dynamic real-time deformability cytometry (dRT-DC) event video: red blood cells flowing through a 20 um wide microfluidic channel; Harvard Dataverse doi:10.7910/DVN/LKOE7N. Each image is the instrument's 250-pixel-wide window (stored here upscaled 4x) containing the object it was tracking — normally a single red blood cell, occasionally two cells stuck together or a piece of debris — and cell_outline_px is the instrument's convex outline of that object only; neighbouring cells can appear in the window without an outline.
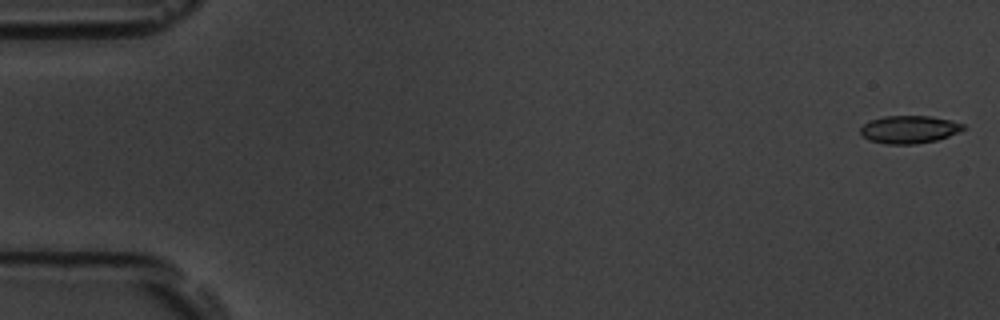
{"species": "common noctule bat (a hibernating species)", "species_latin": "Nyctalus noctula", "temperature_condition": "room temperature", "stored_images_in_passage": 57, "camera_frame_rate_fps": 3000, "um_per_image_px": 0.085, "animal": {"sex": "male", "body_mass_g": 19.5, "forearm_length_mm": 54.6}, "frame": {"image": 1, "passage_image": 1, "time_ms": 0.0, "image_size_px": [1000, 320], "cell_outline_px": [[968, 128], [960, 132], [936, 140], [916, 144], [884, 144], [868, 140], [860, 132], [860, 128], [864, 124], [872, 120], [884, 116], [932, 116], [964, 124]], "centroid_in_image_um": [77.3, 11.01], "position_along_channel_um": 7.7, "area_um2": 16.65}}
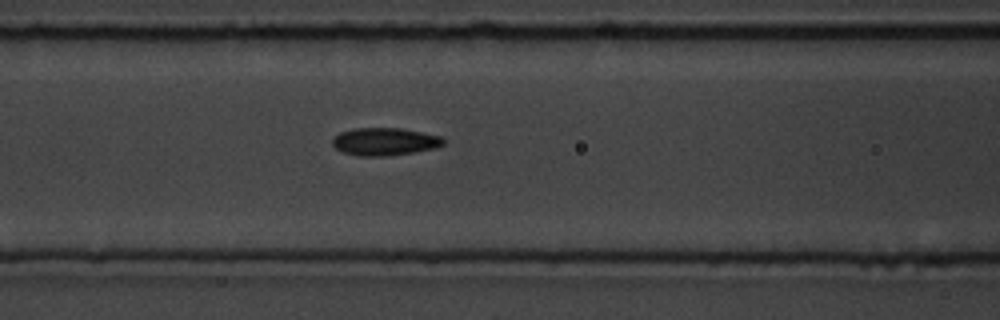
{"frame": {"image": 2, "passage_image": 24, "time_ms": 7.667, "image_size_px": [1000, 320], "cell_outline_px": [[444, 144], [436, 148], [412, 152], [384, 156], [356, 156], [344, 152], [336, 148], [332, 144], [332, 140], [340, 132], [356, 128], [400, 128], [440, 136], [444, 140]], "centroid_in_image_um": [32.68, 12.04], "position_along_channel_um": 133.9, "area_um2": 17.69}}
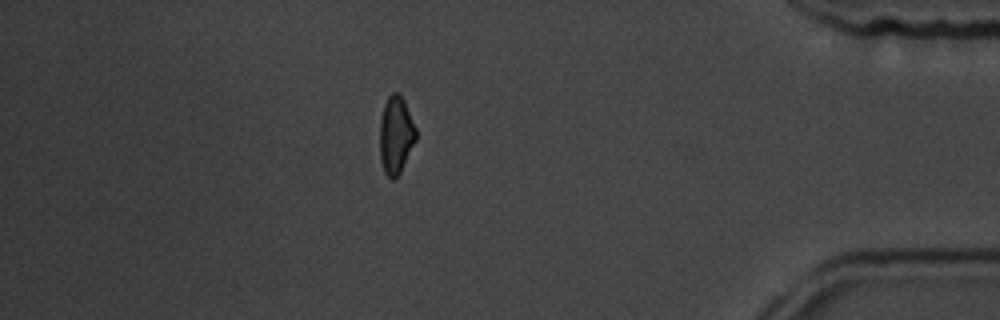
{"frame": {"image": 3, "passage_image": 50, "time_ms": 16.333, "image_size_px": [1000, 320], "cell_outline_px": [[416, 140], [400, 172], [392, 180], [384, 172], [380, 160], [380, 120], [384, 104], [388, 96], [392, 92], [400, 92], [404, 100], [416, 128]], "centroid_in_image_um": [33.64, 11.45], "position_along_channel_um": 401.6, "area_um2": 16.36}}